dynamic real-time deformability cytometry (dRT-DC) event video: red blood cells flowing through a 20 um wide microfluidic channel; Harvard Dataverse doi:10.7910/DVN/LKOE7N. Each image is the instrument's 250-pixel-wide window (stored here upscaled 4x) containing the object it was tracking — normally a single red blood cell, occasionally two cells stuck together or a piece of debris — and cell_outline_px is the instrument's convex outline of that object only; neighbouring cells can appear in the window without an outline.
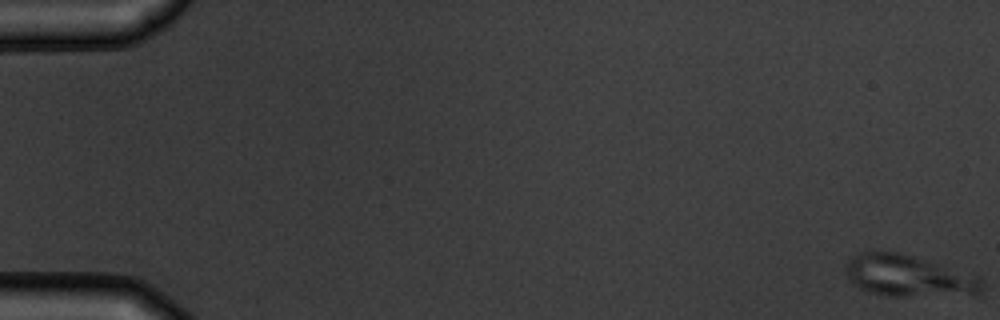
{"species": "common noctule bat (a hibernating species)", "species_latin": "Nyctalus noctula", "temperature_condition": "warm", "stored_images_in_passage": 6, "camera_frame_rate_fps": 3000, "um_per_image_px": 0.085, "animal": {"sex": "male", "body_mass_g": 19.5, "forearm_length_mm": 54.6}, "frame": {"image": 1, "passage_image": 1, "time_ms": 0.0, "image_size_px": [1000, 320], "cell_outline_px": [[984, 288], [980, 292], [900, 296], [884, 296], [868, 292], [852, 284], [848, 280], [844, 264], [852, 256], [860, 252], [900, 252], [980, 276], [984, 280]], "centroid_in_image_um": [77.14, 23.43], "position_along_channel_um": 7.9, "area_um2": 32.66}}